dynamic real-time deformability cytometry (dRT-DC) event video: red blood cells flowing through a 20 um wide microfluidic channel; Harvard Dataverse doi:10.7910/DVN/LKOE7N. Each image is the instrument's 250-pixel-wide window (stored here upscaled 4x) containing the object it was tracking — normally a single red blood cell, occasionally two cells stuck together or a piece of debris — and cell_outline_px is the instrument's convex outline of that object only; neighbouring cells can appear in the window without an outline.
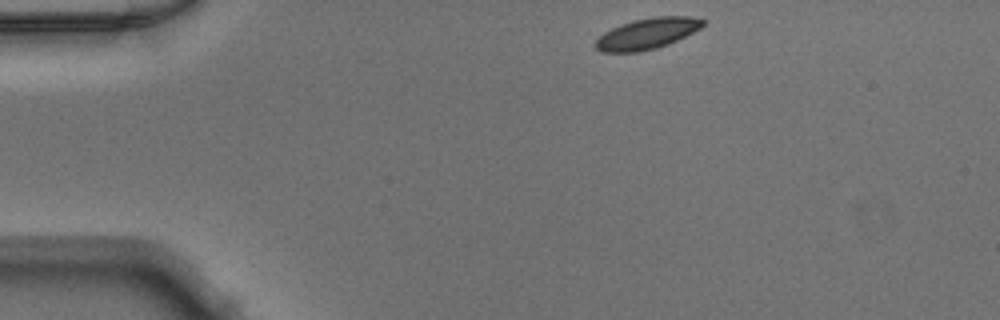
{"species": "Egyptian fruit bat (a non-hibernating species)", "species_latin": "Rousettus aegyptiacus", "temperature_condition": "warm", "stored_images_in_passage": 32, "camera_frame_rate_fps": 3000, "um_per_image_px": 0.085, "animal": {"sex": "male"}, "frame": {"image": 1, "passage_image": 1, "time_ms": 0.0, "image_size_px": [1000, 320], "cell_outline_px": [[704, 24], [700, 28], [668, 44], [656, 48], [640, 52], [600, 52], [592, 44], [604, 32], [620, 24], [632, 20], [652, 16], [692, 16], [704, 20]], "centroid_in_image_um": [54.96, 2.85], "position_along_channel_um": 30.0, "area_um2": 19.42}}
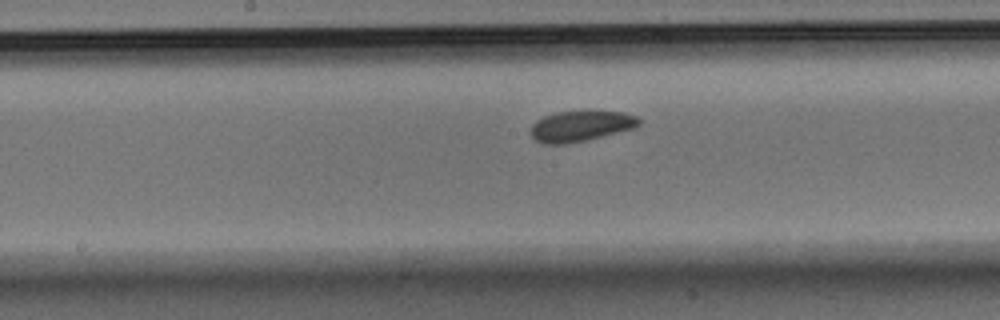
{"frame": {"image": 2, "passage_image": 18, "time_ms": 5.667, "image_size_px": [1000, 320], "cell_outline_px": [[640, 124], [636, 128], [568, 144], [544, 144], [536, 140], [528, 132], [532, 124], [536, 120], [544, 116], [556, 112], [584, 108], [592, 108], [624, 112], [636, 116], [640, 120]], "centroid_in_image_um": [49.37, 10.66], "position_along_channel_um": 198.8, "area_um2": 20.35}}
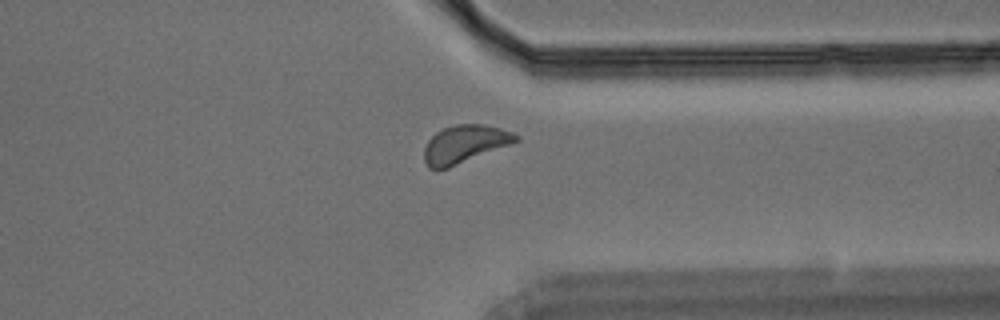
{"frame": {"image": 3, "passage_image": 31, "time_ms": 10.0, "image_size_px": [1000, 320], "cell_outline_px": [[520, 140], [512, 144], [448, 168], [428, 168], [424, 160], [424, 148], [428, 140], [436, 132], [444, 128], [456, 124], [484, 124], [500, 128], [512, 132], [520, 136]], "centroid_in_image_um": [39.52, 12.24], "position_along_channel_um": 371.9, "area_um2": 20.23}}